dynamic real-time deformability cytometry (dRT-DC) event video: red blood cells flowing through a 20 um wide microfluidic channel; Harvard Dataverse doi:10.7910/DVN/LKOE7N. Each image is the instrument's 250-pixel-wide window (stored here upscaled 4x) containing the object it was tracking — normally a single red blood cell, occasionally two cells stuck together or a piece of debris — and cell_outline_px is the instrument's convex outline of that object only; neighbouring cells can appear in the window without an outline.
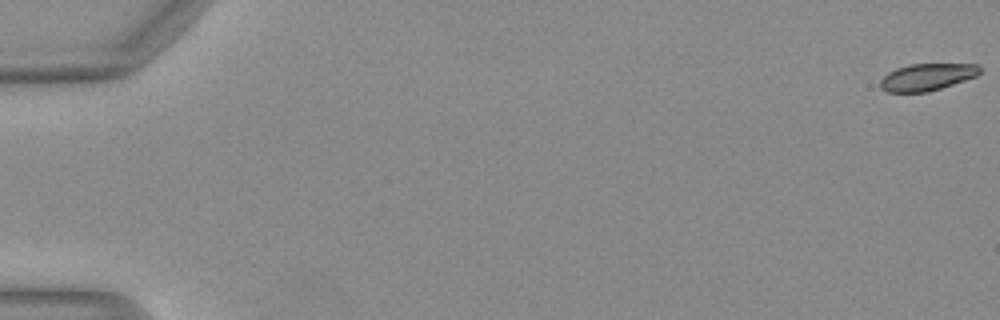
{"species": "Egyptian fruit bat (a non-hibernating species)", "species_latin": "Rousettus aegyptiacus", "temperature_condition": "warm", "stored_images_in_passage": 52, "camera_frame_rate_fps": 3000, "um_per_image_px": 0.085, "animal": {"sex": "female"}, "frame": {"image": 1, "passage_image": 1, "time_ms": 0.0, "image_size_px": [1000, 320], "cell_outline_px": [[980, 72], [976, 76], [928, 92], [888, 92], [880, 88], [880, 80], [888, 72], [896, 68], [908, 64], [976, 64], [980, 68]], "centroid_in_image_um": [78.75, 6.54], "position_along_channel_um": 6.2, "area_um2": 15.55}}
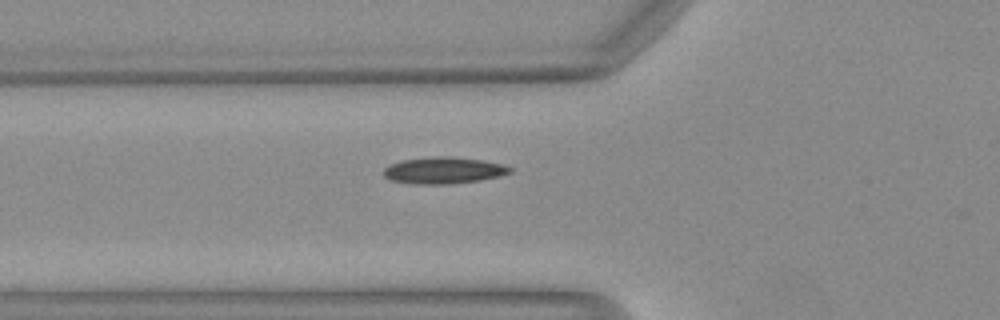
{"frame": {"image": 2, "passage_image": 20, "time_ms": 6.333, "image_size_px": [1000, 320], "cell_outline_px": [[512, 172], [500, 176], [480, 180], [448, 184], [416, 184], [392, 180], [384, 176], [384, 168], [388, 164], [400, 160], [436, 156], [452, 156], [484, 160], [504, 164], [512, 168]], "centroid_in_image_um": [37.73, 14.47], "position_along_channel_um": 88.1, "area_um2": 19.77}}
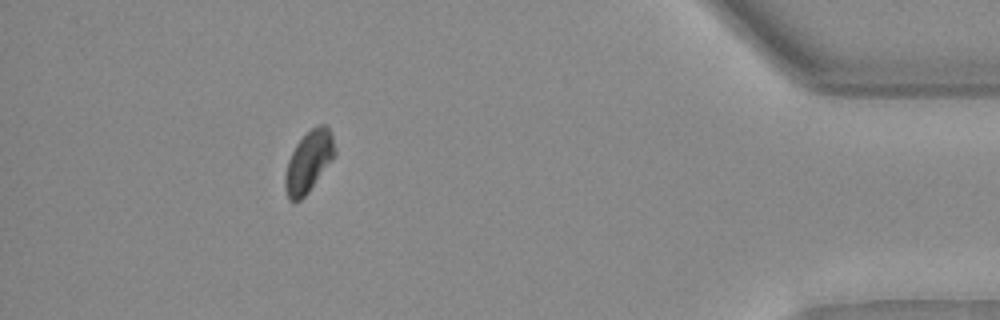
{"frame": {"image": 3, "passage_image": 47, "time_ms": 15.333, "image_size_px": [1000, 320], "cell_outline_px": [[336, 152], [332, 160], [308, 192], [300, 200], [288, 200], [284, 188], [284, 176], [288, 160], [296, 144], [316, 124], [324, 124], [328, 128], [332, 136]], "centroid_in_image_um": [26.22, 13.74], "position_along_channel_um": 409.0, "area_um2": 17.51}, "authors_computed_cell_mechanics": {"area_um2": 17.9469, "velocity_mm_per_s": 4.1194, "shape_relaxation_time_tau1_ms": 5.364, "shape_relaxation_time_tau2_ms": null, "deformation_change_tau1": 0.1354, "deformation_change_tau2": null}}